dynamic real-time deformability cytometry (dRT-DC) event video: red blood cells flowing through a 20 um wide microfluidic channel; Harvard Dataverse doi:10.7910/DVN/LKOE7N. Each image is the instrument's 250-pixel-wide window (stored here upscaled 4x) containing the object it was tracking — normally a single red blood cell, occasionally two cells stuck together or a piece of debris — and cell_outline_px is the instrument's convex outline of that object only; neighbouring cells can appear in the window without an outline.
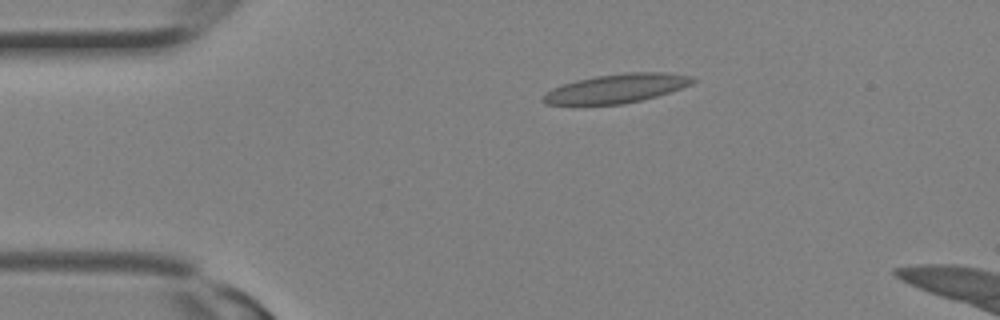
{"species": "Egyptian fruit bat (a non-hibernating species)", "species_latin": "Rousettus aegyptiacus", "temperature_condition": "room temperature", "stored_images_in_passage": 11, "camera_frame_rate_fps": 3000, "um_per_image_px": 0.085, "animal": {"sex": "female"}, "frame": {"image": 1, "passage_image": 1, "time_ms": 0.0, "image_size_px": [1000, 320], "cell_outline_px": [[696, 80], [692, 84], [656, 96], [624, 104], [544, 104], [540, 100], [552, 88], [576, 80], [596, 76], [628, 72], [668, 72], [692, 76]], "centroid_in_image_um": [52.42, 7.5], "position_along_channel_um": 32.6, "area_um2": 24.97}}
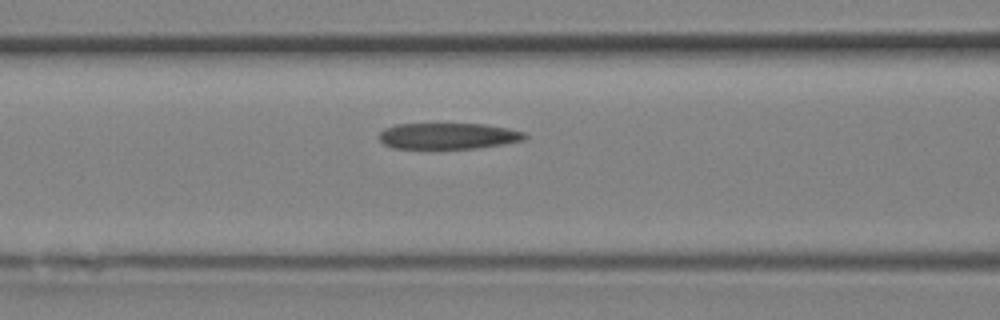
{"frame": {"image": 2, "passage_image": 7, "time_ms": 2.0, "image_size_px": [1000, 320], "cell_outline_px": [[528, 136], [524, 140], [504, 144], [476, 148], [392, 148], [384, 144], [380, 140], [380, 132], [384, 128], [396, 124], [484, 124], [508, 128], [524, 132]], "centroid_in_image_um": [38.1, 11.55], "position_along_channel_um": 128.5, "area_um2": 22.14}}
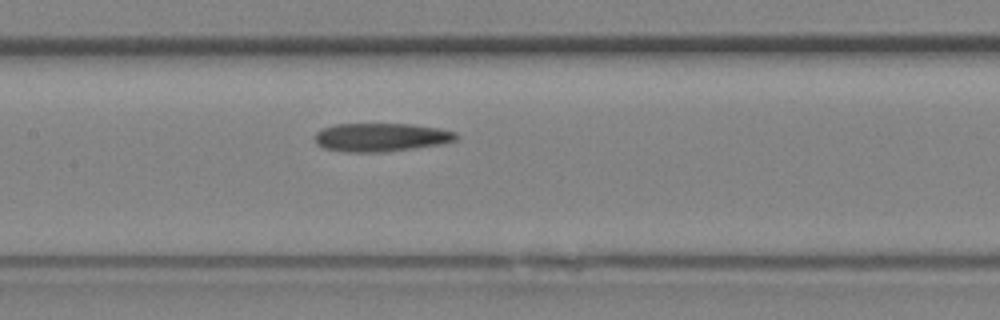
{"frame": {"image": 3, "passage_image": 9, "time_ms": 2.667, "image_size_px": [1000, 320], "cell_outline_px": [[460, 136], [456, 140], [440, 144], [384, 152], [344, 152], [324, 148], [316, 144], [312, 136], [320, 128], [336, 124], [412, 124], [440, 128], [456, 132]], "centroid_in_image_um": [32.34, 11.66], "position_along_channel_um": 175.1, "area_um2": 23.7}}